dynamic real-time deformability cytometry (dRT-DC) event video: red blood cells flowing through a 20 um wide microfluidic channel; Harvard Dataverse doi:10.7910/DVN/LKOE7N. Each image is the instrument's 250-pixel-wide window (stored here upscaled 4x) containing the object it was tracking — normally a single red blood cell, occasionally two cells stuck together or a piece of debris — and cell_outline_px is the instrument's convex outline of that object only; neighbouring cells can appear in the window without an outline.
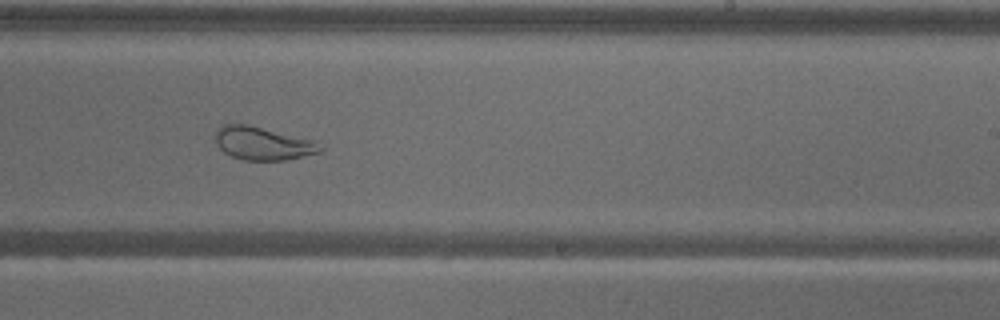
{"species": "common noctule bat (a hibernating species)", "species_latin": "Nyctalus noctula", "temperature_condition": "warm", "stored_images_in_passage": 58, "segment_of_instrument_passage": [1, 2], "camera_frame_rate_fps": 3000, "um_per_image_px": 0.085, "animal": {"sex": "male", "body_mass_g": 18.8}, "frame": {"image": 1, "passage_image": 35, "time_ms": 11.333, "image_size_px": [1000, 320], "cell_outline_px": [[324, 148], [320, 152], [284, 160], [244, 160], [232, 156], [224, 152], [216, 144], [212, 136], [216, 128], [224, 124], [248, 124], [316, 140], [324, 144]], "centroid_in_image_um": [22.33, 12.17], "position_along_channel_um": 266.7, "area_um2": 20.69}}
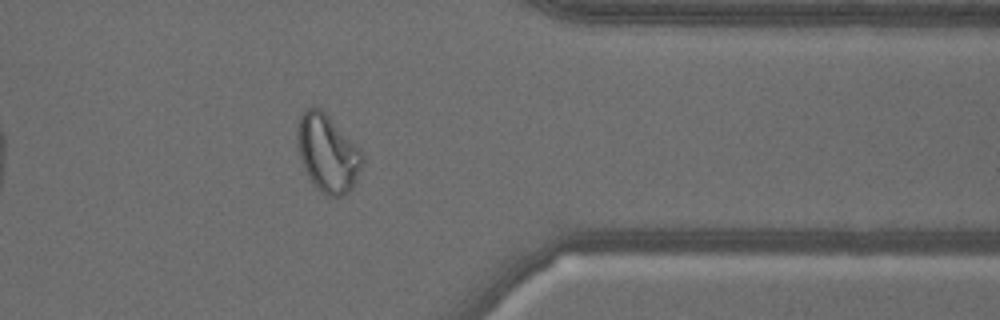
{"frame": {"image": 2, "passage_image": 46, "time_ms": 15.0, "image_size_px": [1000, 320], "cell_outline_px": [[364, 160], [352, 188], [348, 192], [340, 196], [328, 196], [320, 192], [308, 176], [304, 168], [296, 144], [296, 128], [300, 116], [308, 108], [320, 108], [328, 116], [364, 156]], "centroid_in_image_um": [27.81, 13.05], "position_along_channel_um": 383.6, "area_um2": 28.73}}
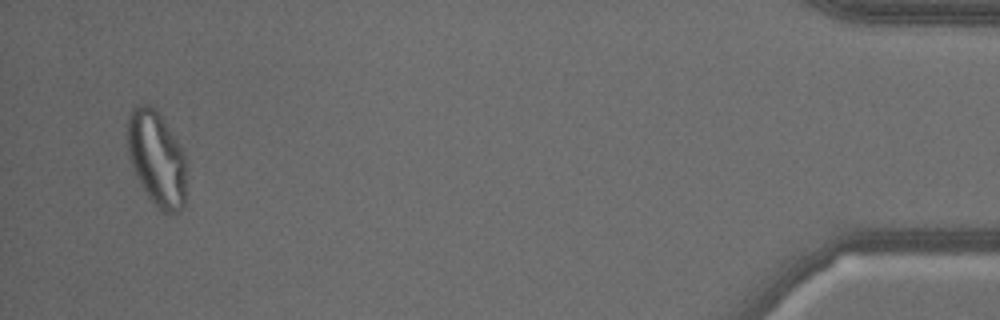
{"frame": {"image": 3, "passage_image": 55, "time_ms": 18.0, "image_size_px": [1000, 320], "cell_outline_px": [[184, 204], [180, 212], [172, 216], [160, 212], [144, 192], [132, 168], [128, 156], [128, 116], [132, 108], [136, 104], [152, 104], [164, 120], [180, 144], [184, 152]], "centroid_in_image_um": [13.3, 13.5], "position_along_channel_um": 421.9, "area_um2": 33.0}}